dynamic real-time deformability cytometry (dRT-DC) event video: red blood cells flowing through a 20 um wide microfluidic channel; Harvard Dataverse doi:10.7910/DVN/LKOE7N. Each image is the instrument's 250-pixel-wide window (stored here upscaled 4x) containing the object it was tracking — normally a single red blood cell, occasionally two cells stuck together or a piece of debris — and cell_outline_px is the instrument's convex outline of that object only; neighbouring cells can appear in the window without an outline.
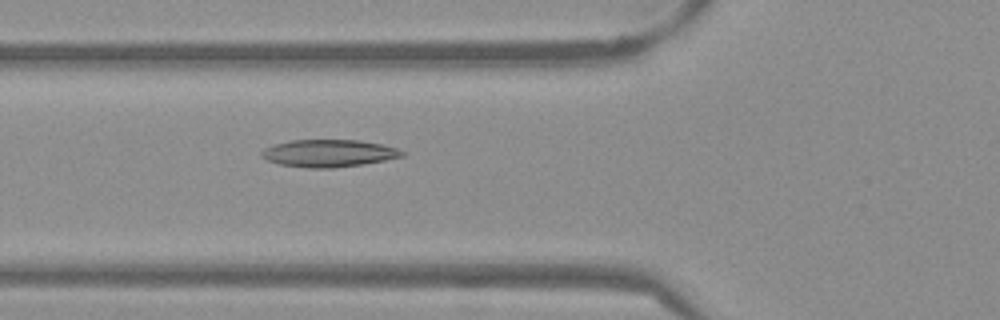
{"species": "Egyptian fruit bat (a non-hibernating species)", "species_latin": "Rousettus aegyptiacus", "temperature_condition": "warm", "stored_images_in_passage": 52, "camera_frame_rate_fps": 3000, "um_per_image_px": 0.085, "frame": {"image": 1, "passage_image": 19, "time_ms": 6.0, "image_size_px": [1000, 320], "cell_outline_px": [[404, 156], [384, 160], [360, 164], [332, 168], [308, 168], [280, 164], [268, 160], [260, 156], [260, 152], [264, 148], [272, 144], [292, 140], [360, 140], [380, 144], [396, 148], [404, 152]], "centroid_in_image_um": [27.89, 13.02], "position_along_channel_um": 97.9, "area_um2": 22.25}}
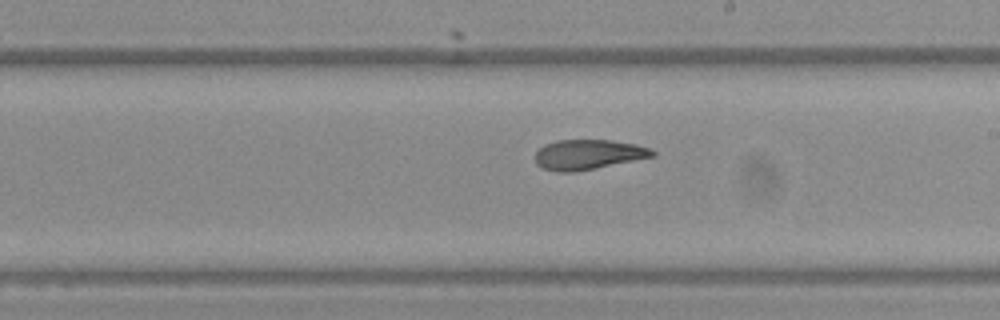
{"frame": {"image": 2, "passage_image": 30, "time_ms": 9.667, "image_size_px": [1000, 320], "cell_outline_px": [[656, 156], [576, 172], [556, 172], [540, 168], [536, 164], [536, 152], [544, 144], [556, 140], [612, 140], [636, 144], [652, 148], [656, 152]], "centroid_in_image_um": [50.01, 13.14], "position_along_channel_um": 239.0, "area_um2": 20.75}}
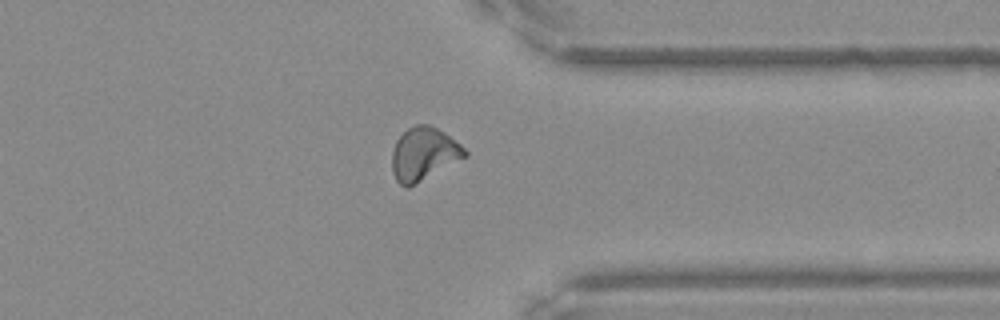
{"frame": {"image": 3, "passage_image": 41, "time_ms": 13.333, "image_size_px": [1000, 320], "cell_outline_px": [[468, 156], [408, 188], [400, 184], [396, 180], [392, 172], [392, 152], [396, 140], [408, 128], [416, 124], [428, 124], [444, 132], [460, 144], [468, 152]], "centroid_in_image_um": [36.01, 13.09], "position_along_channel_um": 375.4, "area_um2": 22.48}, "authors_computed_cell_mechanics": {"area_um2": 21.7328, "velocity_mm_per_s": 3.829, "shape_relaxation_time_tau1_ms": null, "shape_relaxation_time_tau2_ms": 2.6393, "deformation_change_tau1": null, "deformation_change_tau2": 0.098}}